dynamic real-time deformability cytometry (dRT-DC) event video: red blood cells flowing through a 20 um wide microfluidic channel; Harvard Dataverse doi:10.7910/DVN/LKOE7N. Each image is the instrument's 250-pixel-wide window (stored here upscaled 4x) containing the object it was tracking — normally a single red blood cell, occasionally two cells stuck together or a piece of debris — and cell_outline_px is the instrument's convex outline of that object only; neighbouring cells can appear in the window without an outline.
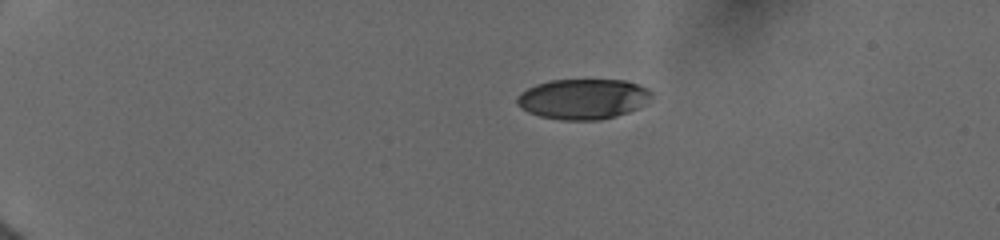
{"species": "human", "species_latin": "Homo sapiens", "temperature_condition": "cold", "stored_images_in_passage": 44, "camera_frame_rate_fps": 3000, "um_per_image_px": 0.085, "donor": {"sex": "female"}, "frame": {"image": 1, "passage_image": 1, "time_ms": 0.0, "image_size_px": [1000, 240], "cell_outline_px": [[652, 96], [648, 104], [628, 112], [616, 116], [600, 120], [560, 120], [540, 116], [528, 112], [520, 108], [516, 104], [516, 100], [520, 92], [536, 84], [552, 80], [624, 80], [648, 88], [652, 92]], "centroid_in_image_um": [49.57, 8.42], "position_along_channel_um": 35.4, "area_um2": 31.85}}
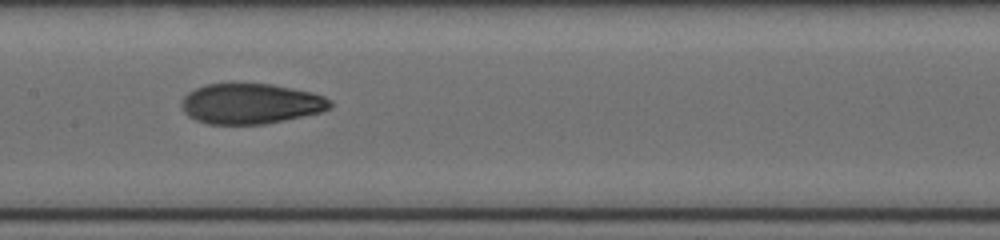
{"frame": {"image": 2, "passage_image": 24, "time_ms": 6.0, "image_size_px": [1000, 240], "cell_outline_px": [[332, 108], [320, 112], [284, 120], [264, 124], [208, 124], [196, 120], [188, 116], [184, 112], [184, 96], [188, 92], [204, 84], [272, 84], [312, 92], [324, 96], [332, 100]], "centroid_in_image_um": [21.35, 8.81], "position_along_channel_um": 186.1, "area_um2": 34.8}}
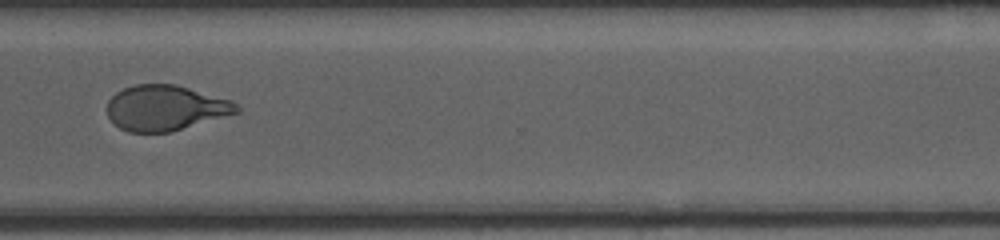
{"frame": {"image": 3, "passage_image": 43, "time_ms": 10.333, "image_size_px": [1000, 240], "cell_outline_px": [[240, 112], [172, 132], [128, 132], [120, 128], [108, 116], [108, 100], [116, 92], [124, 88], [136, 84], [176, 84], [232, 100], [240, 108]], "centroid_in_image_um": [14.09, 9.17], "position_along_channel_um": 356.5, "area_um2": 34.28}}